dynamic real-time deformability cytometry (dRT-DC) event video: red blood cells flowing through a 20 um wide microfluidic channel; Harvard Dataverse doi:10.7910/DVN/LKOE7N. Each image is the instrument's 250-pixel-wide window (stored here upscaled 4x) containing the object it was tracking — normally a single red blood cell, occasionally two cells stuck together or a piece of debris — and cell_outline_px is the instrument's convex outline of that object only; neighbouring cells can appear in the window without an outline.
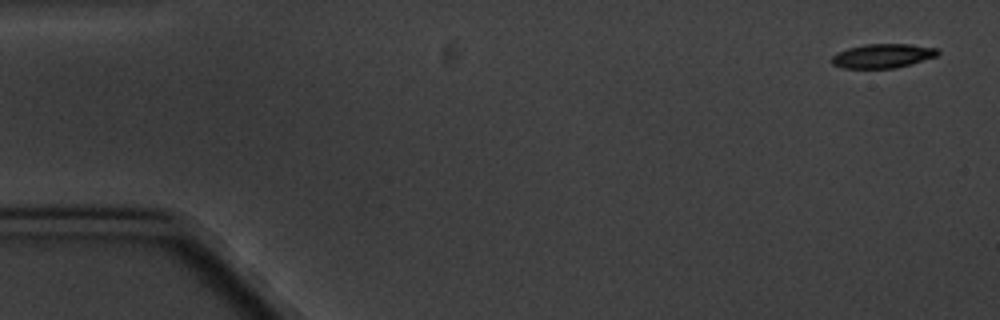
{"species": "common noctule bat (a hibernating species)", "species_latin": "Nyctalus noctula", "temperature_condition": "cold", "stored_images_in_passage": 6, "camera_frame_rate_fps": 3000, "um_per_image_px": 0.085, "animal": {"sex": "male", "body_mass_g": 20.1, "forearm_length_mm": 53.5}, "frame": {"image": 1, "passage_image": 1, "time_ms": 0.0, "image_size_px": [1000, 320], "cell_outline_px": [[940, 52], [936, 56], [896, 68], [840, 68], [832, 64], [832, 56], [836, 52], [848, 48], [864, 44], [908, 44], [936, 48]], "centroid_in_image_um": [74.98, 4.75], "position_along_channel_um": 10.0, "area_um2": 14.85}}
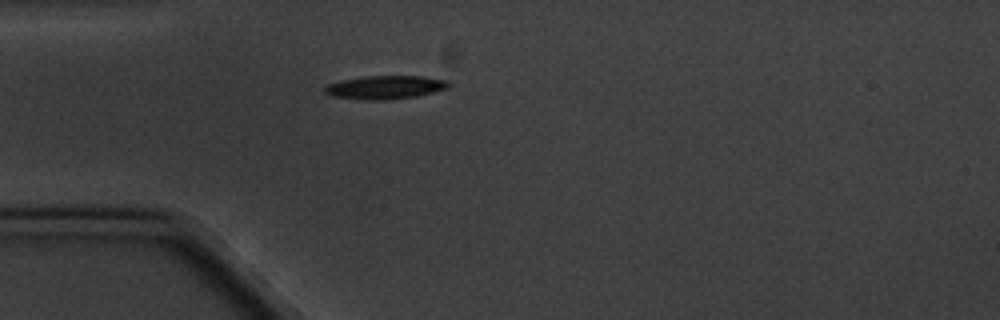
{"frame": {"image": 2, "passage_image": 5, "time_ms": 4.667, "image_size_px": [1000, 320], "cell_outline_px": [[448, 88], [416, 96], [388, 100], [364, 100], [332, 96], [324, 92], [324, 88], [328, 84], [340, 80], [364, 76], [424, 76], [448, 80]], "centroid_in_image_um": [32.72, 7.42], "position_along_channel_um": 52.3, "area_um2": 16.94}}